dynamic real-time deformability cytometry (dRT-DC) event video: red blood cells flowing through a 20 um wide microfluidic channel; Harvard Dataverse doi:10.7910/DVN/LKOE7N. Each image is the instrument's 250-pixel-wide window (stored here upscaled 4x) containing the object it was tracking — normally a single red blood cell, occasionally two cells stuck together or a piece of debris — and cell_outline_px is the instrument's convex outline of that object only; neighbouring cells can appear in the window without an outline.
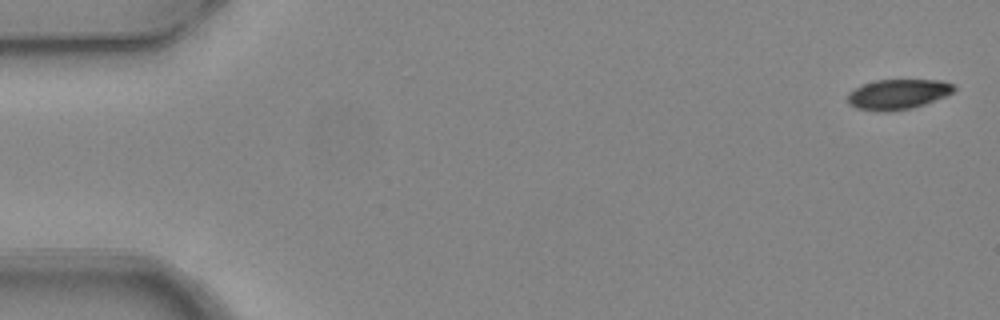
{"species": "common noctule bat (a hibernating species)", "species_latin": "Nyctalus noctula", "temperature_condition": "warm", "stored_images_in_passage": 4, "camera_frame_rate_fps": 3000, "um_per_image_px": 0.085, "animal": {"sex": "female", "body_mass_g": 24.6, "forearm_length_mm": 56.2}, "frame": {"image": 1, "passage_image": 1, "time_ms": 0.0, "image_size_px": [1000, 320], "cell_outline_px": [[956, 88], [952, 92], [944, 96], [924, 104], [912, 108], [888, 112], [880, 112], [856, 108], [848, 104], [848, 92], [864, 84], [876, 80], [940, 80], [956, 84]], "centroid_in_image_um": [76.31, 8.01], "position_along_channel_um": 8.7, "area_um2": 18.67}}